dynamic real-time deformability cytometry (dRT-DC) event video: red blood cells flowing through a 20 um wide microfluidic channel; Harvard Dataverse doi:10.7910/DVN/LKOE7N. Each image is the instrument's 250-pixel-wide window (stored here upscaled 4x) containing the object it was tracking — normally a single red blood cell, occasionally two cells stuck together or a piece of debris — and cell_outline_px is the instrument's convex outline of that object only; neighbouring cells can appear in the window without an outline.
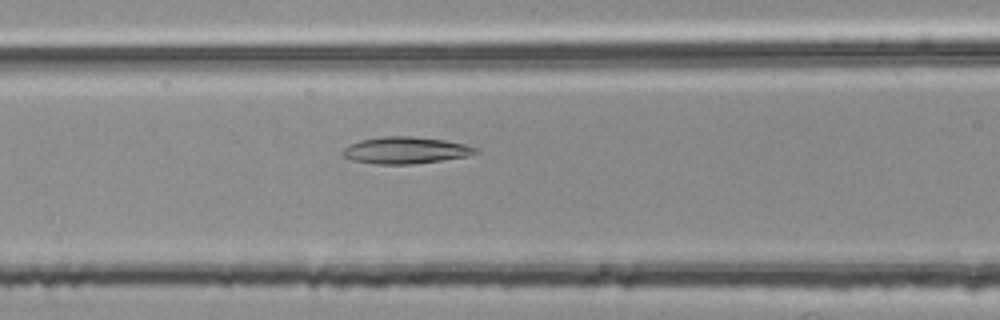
{"species": "common noctule bat (a hibernating species)", "species_latin": "Nyctalus noctula", "temperature_condition": "room temperature", "stored_images_in_passage": 40, "camera_frame_rate_fps": 3000, "um_per_image_px": 0.085, "animal": {"sex": "female", "body_mass_g": 25.1}, "frame": {"image": 1, "passage_image": 8, "time_ms": 2.333, "image_size_px": [1000, 320], "cell_outline_px": [[480, 152], [468, 156], [412, 164], [376, 164], [352, 160], [344, 156], [340, 152], [344, 148], [360, 140], [384, 136], [412, 136], [444, 140], [464, 144], [480, 148]], "centroid_in_image_um": [34.5, 12.77], "position_along_channel_um": 132.1, "area_um2": 20.69}}
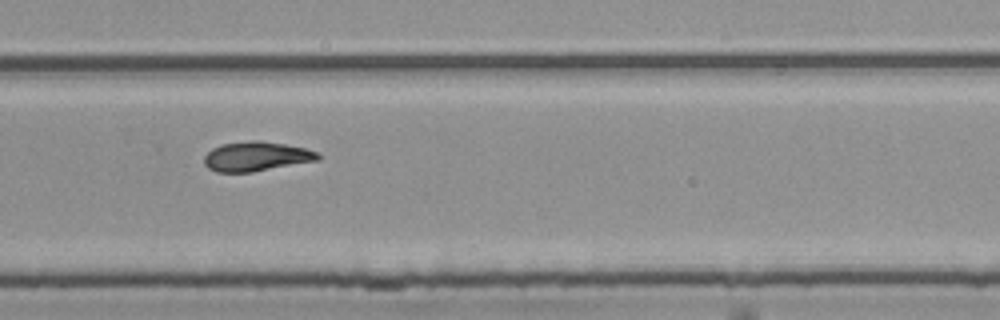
{"frame": {"image": 2, "passage_image": 22, "time_ms": 7.0, "image_size_px": [1000, 320], "cell_outline_px": [[320, 160], [252, 172], [216, 172], [208, 168], [204, 164], [204, 156], [212, 148], [220, 144], [252, 140], [260, 140], [308, 148], [316, 152], [320, 156]], "centroid_in_image_um": [21.78, 13.29], "position_along_channel_um": 308.0, "area_um2": 19.71}}
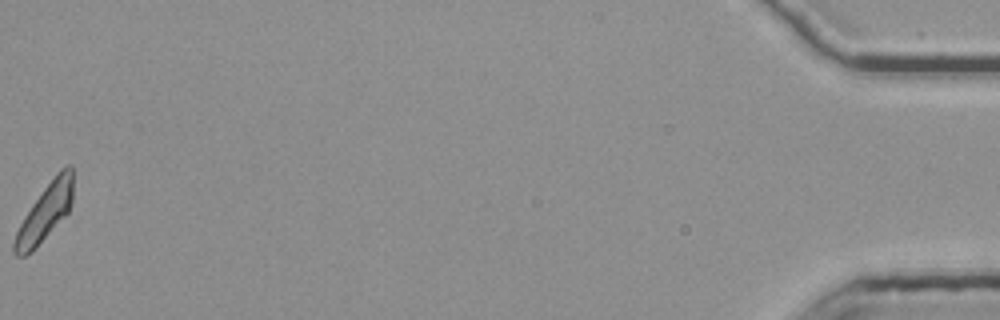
{"frame": {"image": 3, "passage_image": 40, "time_ms": 13.0, "image_size_px": [1000, 320], "cell_outline_px": [[72, 204], [68, 212], [32, 252], [24, 256], [16, 256], [12, 252], [12, 244], [16, 232], [24, 216], [32, 204], [56, 172], [60, 168], [68, 164], [72, 164]], "centroid_in_image_um": [3.81, 18.06], "position_along_channel_um": 431.4, "area_um2": 19.36}, "authors_computed_cell_mechanics": {"area_um2": 19.3052, "velocity_mm_per_s": 3.7881, "shape_relaxation_time_tau1_ms": null, "shape_relaxation_time_tau2_ms": 4.3526, "deformation_change_tau1": null, "deformation_change_tau2": 0.1137}}